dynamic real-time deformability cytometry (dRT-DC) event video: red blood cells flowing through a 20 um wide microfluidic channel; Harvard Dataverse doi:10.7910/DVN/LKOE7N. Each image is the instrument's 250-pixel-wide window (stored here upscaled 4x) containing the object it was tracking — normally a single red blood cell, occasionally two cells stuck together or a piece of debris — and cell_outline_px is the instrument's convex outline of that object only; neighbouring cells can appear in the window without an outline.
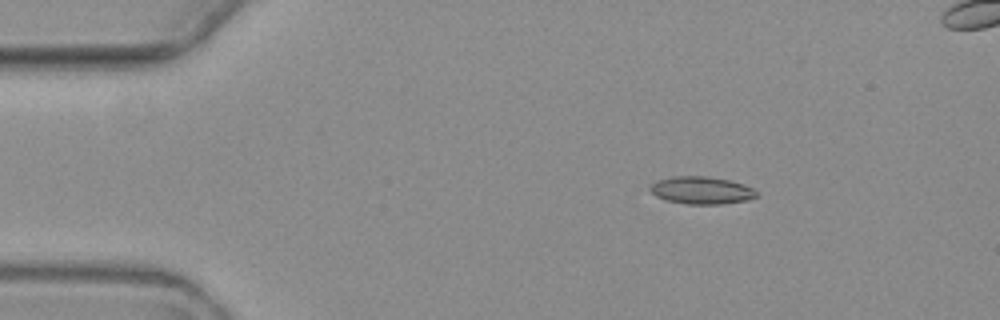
{"species": "common noctule bat (a hibernating species)", "species_latin": "Nyctalus noctula", "temperature_condition": "warm", "stored_images_in_passage": 6, "camera_frame_rate_fps": 3000, "um_per_image_px": 0.085, "animal": {"sex": "female", "body_mass_g": 19.3, "forearm_length_mm": 54.1}, "frame": {"image": 1, "passage_image": 3, "time_ms": 2.333, "image_size_px": [1000, 320], "cell_outline_px": [[756, 196], [748, 200], [720, 204], [688, 204], [664, 200], [656, 196], [648, 188], [656, 180], [672, 176], [708, 176], [728, 180], [744, 184], [752, 188], [756, 192]], "centroid_in_image_um": [59.59, 16.17], "position_along_channel_um": 25.4, "area_um2": 17.05}}